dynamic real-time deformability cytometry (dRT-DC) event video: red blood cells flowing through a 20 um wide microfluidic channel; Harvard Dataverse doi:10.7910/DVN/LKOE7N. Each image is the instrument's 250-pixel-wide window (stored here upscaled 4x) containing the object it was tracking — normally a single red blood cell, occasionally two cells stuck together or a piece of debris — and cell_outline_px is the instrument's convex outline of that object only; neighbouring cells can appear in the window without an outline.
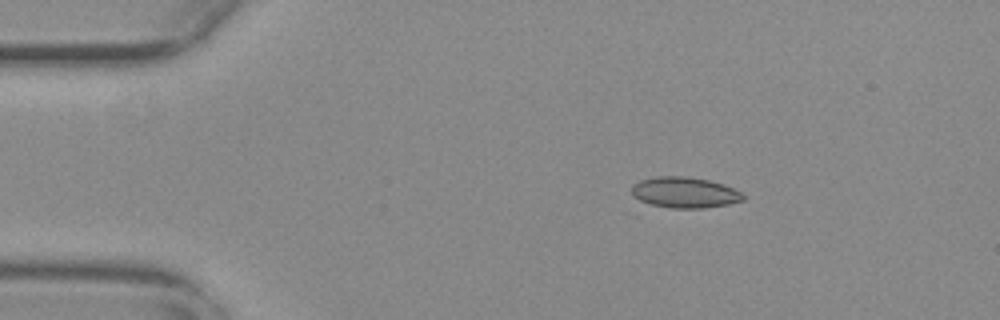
{"species": "common noctule bat (a hibernating species)", "species_latin": "Nyctalus noctula", "temperature_condition": "warm", "stored_images_in_passage": 47, "camera_frame_rate_fps": 3000, "um_per_image_px": 0.085, "animal": {"sex": "female", "body_mass_g": 29.2, "forearm_length_mm": 56.3}, "frame": {"image": 1, "passage_image": 1, "time_ms": 0.0, "image_size_px": [1000, 320], "cell_outline_px": [[744, 200], [728, 204], [704, 208], [672, 208], [652, 204], [640, 200], [632, 196], [632, 184], [640, 180], [656, 176], [684, 176], [708, 180], [724, 184], [740, 192], [744, 196]], "centroid_in_image_um": [58.18, 16.35], "position_along_channel_um": 26.8, "area_um2": 19.94}}
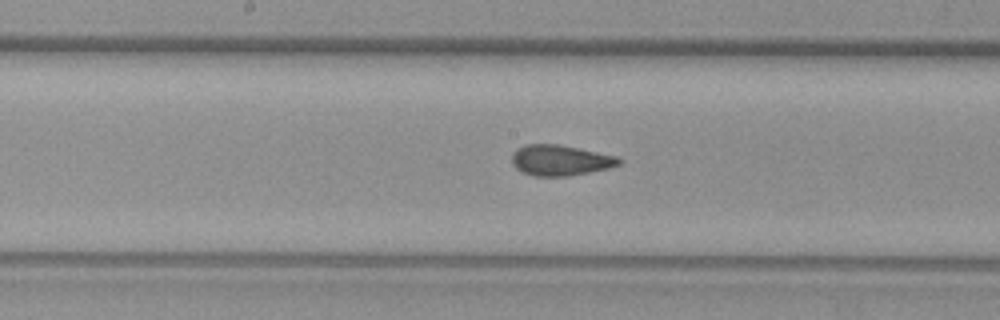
{"frame": {"image": 2, "passage_image": 20, "time_ms": 6.333, "image_size_px": [1000, 320], "cell_outline_px": [[624, 160], [620, 164], [612, 168], [568, 176], [532, 176], [516, 168], [512, 164], [512, 152], [516, 148], [524, 144], [556, 144], [616, 156]], "centroid_in_image_um": [47.62, 13.63], "position_along_channel_um": 200.6, "area_um2": 19.19}}
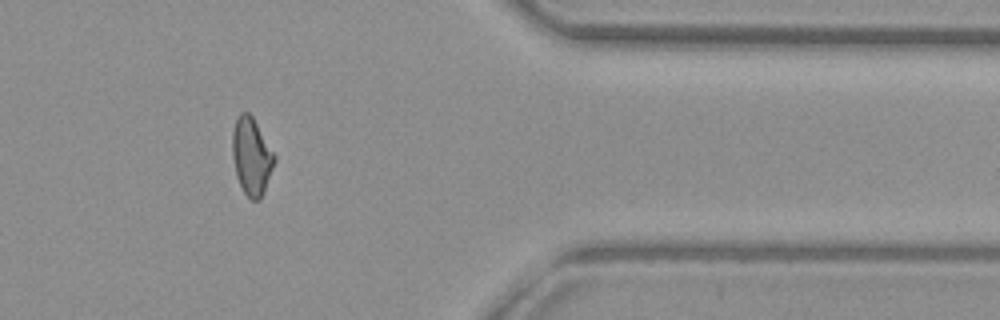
{"frame": {"image": 3, "passage_image": 37, "time_ms": 12.0, "image_size_px": [1000, 320], "cell_outline_px": [[276, 160], [264, 192], [260, 200], [252, 200], [244, 192], [236, 176], [232, 156], [232, 132], [236, 120], [240, 112], [248, 112], [252, 116], [276, 156]], "centroid_in_image_um": [21.38, 13.29], "position_along_channel_um": 390.0, "area_um2": 18.9}, "authors_computed_cell_mechanics": {"area_um2": 19.1896, "velocity_mm_per_s": 3.7558, "shape_relaxation_time_tau1_ms": null, "shape_relaxation_time_tau2_ms": 1.1158, "deformation_change_tau1": null, "deformation_change_tau2": 0.0745}}